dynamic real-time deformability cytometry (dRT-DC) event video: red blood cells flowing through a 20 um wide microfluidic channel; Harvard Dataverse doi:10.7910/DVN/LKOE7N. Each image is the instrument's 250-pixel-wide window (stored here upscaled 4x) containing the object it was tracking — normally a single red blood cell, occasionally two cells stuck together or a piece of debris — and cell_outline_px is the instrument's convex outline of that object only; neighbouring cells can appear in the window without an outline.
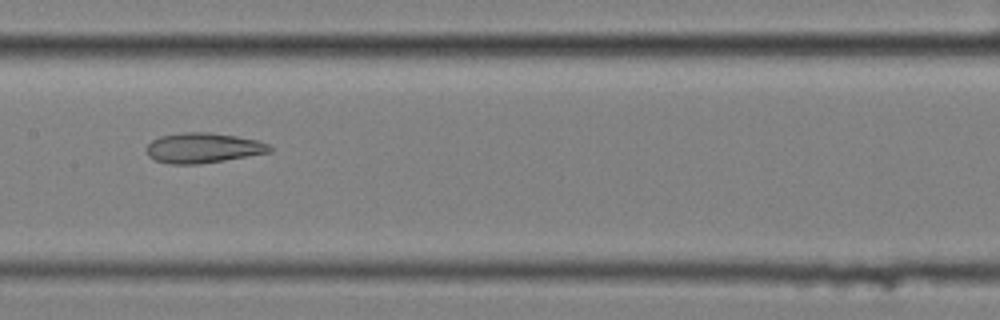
{"species": "common noctule bat (a hibernating species)", "species_latin": "Nyctalus noctula", "temperature_condition": "cold", "stored_images_in_passage": 9, "camera_frame_rate_fps": 3000, "um_per_image_px": 0.085, "animal": {"sex": "female", "body_mass_g": 25.1}, "frame": {"image": 1, "passage_image": 7, "time_ms": 2.0, "image_size_px": [1000, 320], "cell_outline_px": [[272, 152], [200, 164], [168, 164], [156, 160], [148, 156], [148, 144], [152, 140], [160, 136], [184, 132], [208, 132], [236, 136], [256, 140], [268, 144], [272, 148]], "centroid_in_image_um": [17.27, 12.57], "position_along_channel_um": 190.1, "area_um2": 21.5}}
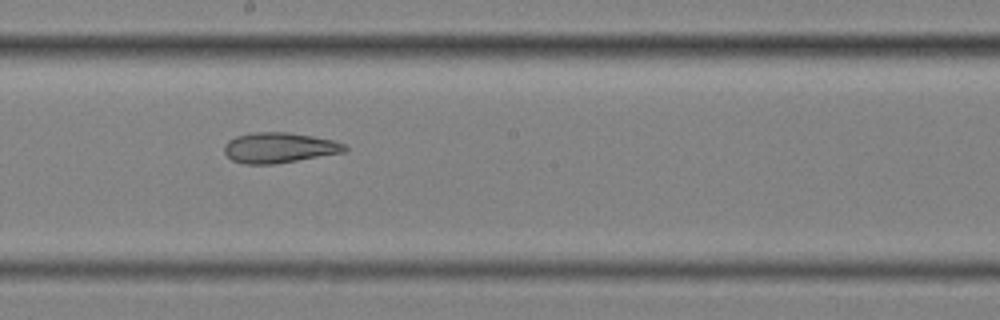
{"frame": {"image": 2, "passage_image": 8, "time_ms": 2.333, "image_size_px": [1000, 320], "cell_outline_px": [[348, 148], [344, 152], [272, 164], [244, 164], [232, 160], [224, 152], [224, 144], [228, 140], [236, 136], [252, 132], [288, 132], [312, 136], [332, 140], [344, 144]], "centroid_in_image_um": [23.68, 12.55], "position_along_channel_um": 224.5, "area_um2": 21.15}}
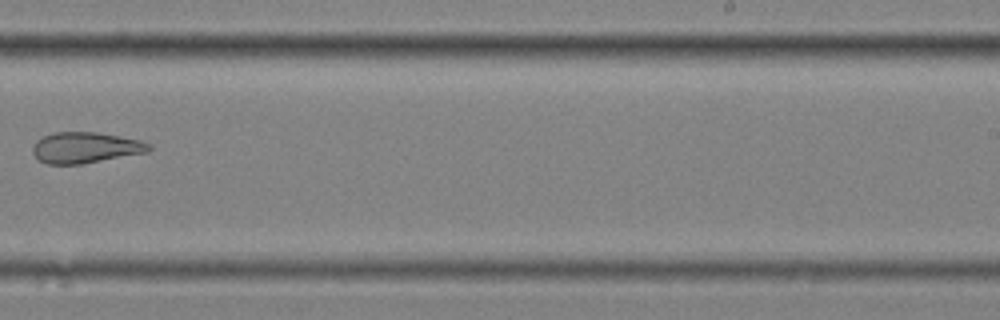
{"frame": {"image": 3, "passage_image": 9, "time_ms": 2.667, "image_size_px": [1000, 320], "cell_outline_px": [[152, 148], [148, 152], [80, 164], [48, 164], [40, 160], [32, 152], [32, 148], [36, 140], [44, 136], [56, 132], [100, 132], [140, 140], [152, 144]], "centroid_in_image_um": [7.29, 12.54], "position_along_channel_um": 281.7, "area_um2": 20.92}}